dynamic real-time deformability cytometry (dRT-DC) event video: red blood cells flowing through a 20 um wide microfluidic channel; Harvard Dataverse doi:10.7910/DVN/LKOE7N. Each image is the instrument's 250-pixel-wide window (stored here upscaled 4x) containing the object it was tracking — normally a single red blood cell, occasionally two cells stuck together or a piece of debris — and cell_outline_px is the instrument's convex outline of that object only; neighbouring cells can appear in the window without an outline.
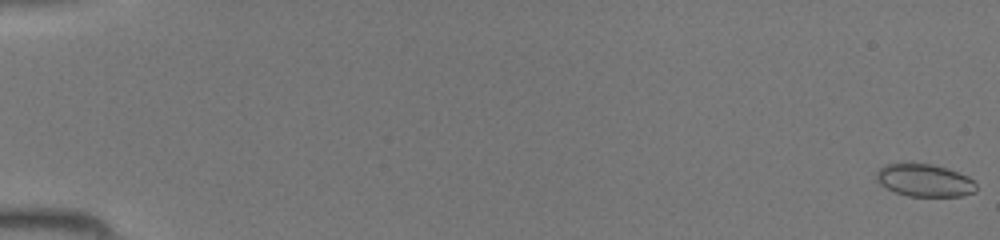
{"species": "common noctule bat (a hibernating species)", "species_latin": "Nyctalus noctula", "temperature_condition": "room temperature", "stored_images_in_passage": 47, "camera_frame_rate_fps": 3000, "um_per_image_px": 0.085, "animal": {"sex": "female", "body_mass_g": 19.5, "forearm_length_mm": 54.1}, "frame": {"image": 1, "passage_image": 1, "time_ms": 0.0, "image_size_px": [1000, 240], "cell_outline_px": [[976, 192], [960, 196], [908, 196], [896, 192], [880, 184], [876, 180], [876, 172], [884, 164], [932, 164], [968, 176], [976, 184]], "centroid_in_image_um": [78.58, 15.34], "position_along_channel_um": 6.4, "area_um2": 18.67}}
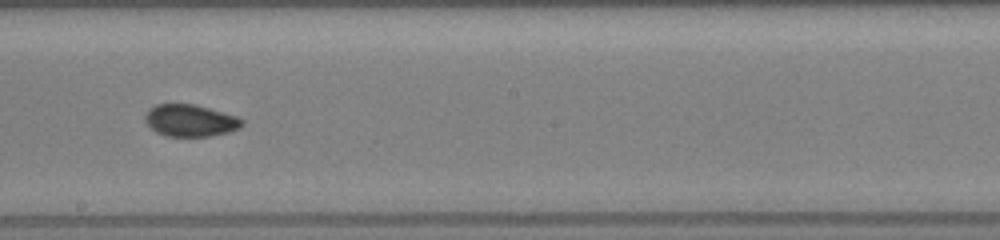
{"frame": {"image": 2, "passage_image": 28, "time_ms": 9.0, "image_size_px": [1000, 240], "cell_outline_px": [[244, 124], [240, 128], [228, 132], [208, 136], [164, 136], [156, 132], [144, 120], [144, 116], [148, 108], [156, 104], [196, 104], [236, 116], [244, 120]], "centroid_in_image_um": [16.16, 10.24], "position_along_channel_um": 232.0, "area_um2": 18.15}}
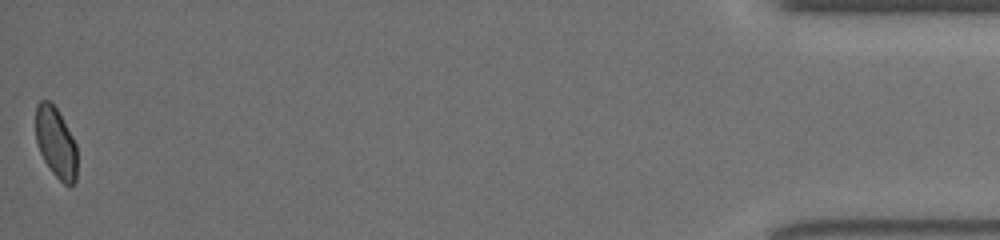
{"frame": {"image": 3, "passage_image": 47, "time_ms": 15.333, "image_size_px": [1000, 240], "cell_outline_px": [[76, 180], [68, 188], [52, 172], [44, 160], [40, 152], [36, 140], [36, 104], [40, 100], [48, 100], [56, 108], [72, 136], [76, 144]], "centroid_in_image_um": [4.74, 12.14], "position_along_channel_um": 430.5, "area_um2": 16.88}}